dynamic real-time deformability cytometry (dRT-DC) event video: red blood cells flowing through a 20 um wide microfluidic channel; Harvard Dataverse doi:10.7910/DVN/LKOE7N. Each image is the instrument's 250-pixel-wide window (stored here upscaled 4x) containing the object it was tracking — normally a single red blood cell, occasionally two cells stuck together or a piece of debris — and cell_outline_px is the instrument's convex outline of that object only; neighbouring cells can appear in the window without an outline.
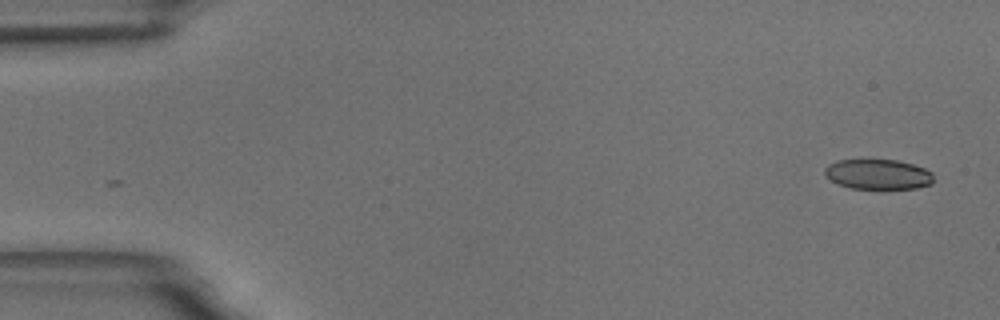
{"species": "common noctule bat (a hibernating species)", "species_latin": "Nyctalus noctula", "temperature_condition": "room temperature", "stored_images_in_passage": 2, "camera_frame_rate_fps": 3000, "um_per_image_px": 0.085, "animal": {"sex": "male", "body_mass_g": 18.8}, "frame": {"image": 1, "passage_image": 2, "time_ms": 1.0, "image_size_px": [1000, 320], "cell_outline_px": [[932, 184], [916, 188], [852, 188], [840, 184], [824, 176], [824, 168], [828, 164], [836, 160], [896, 160], [912, 164], [924, 168], [932, 172]], "centroid_in_image_um": [74.61, 14.8], "position_along_channel_um": 10.4, "area_um2": 18.9}}